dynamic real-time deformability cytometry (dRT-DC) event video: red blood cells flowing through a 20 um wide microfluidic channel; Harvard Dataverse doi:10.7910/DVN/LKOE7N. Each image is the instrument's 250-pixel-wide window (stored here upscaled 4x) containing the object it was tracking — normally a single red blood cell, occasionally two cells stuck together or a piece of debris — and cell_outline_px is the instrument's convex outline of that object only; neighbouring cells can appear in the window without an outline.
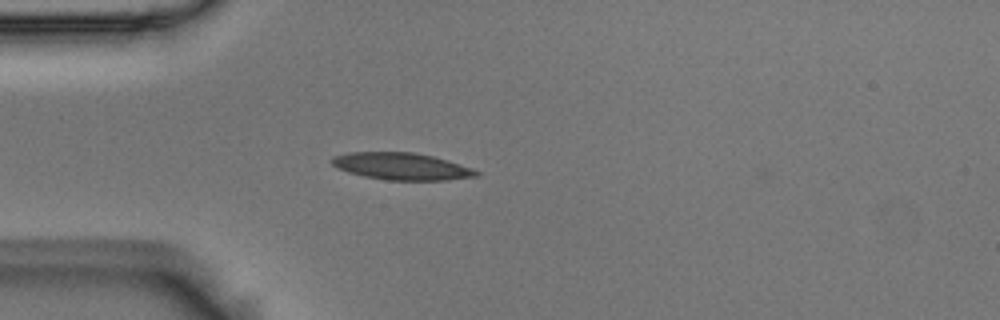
{"species": "Egyptian fruit bat (a non-hibernating species)", "species_latin": "Rousettus aegyptiacus", "temperature_condition": "room temperature", "stored_images_in_passage": 41, "camera_frame_rate_fps": 3000, "um_per_image_px": 0.085, "animal": {"sex": "male"}, "frame": {"image": 1, "passage_image": 1, "time_ms": 0.0, "image_size_px": [1000, 320], "cell_outline_px": [[480, 176], [448, 180], [388, 180], [364, 176], [348, 172], [332, 164], [328, 160], [332, 156], [348, 152], [412, 152], [432, 156], [448, 160], [472, 168], [480, 172]], "centroid_in_image_um": [34.14, 14.13], "position_along_channel_um": 50.9, "area_um2": 22.83}}
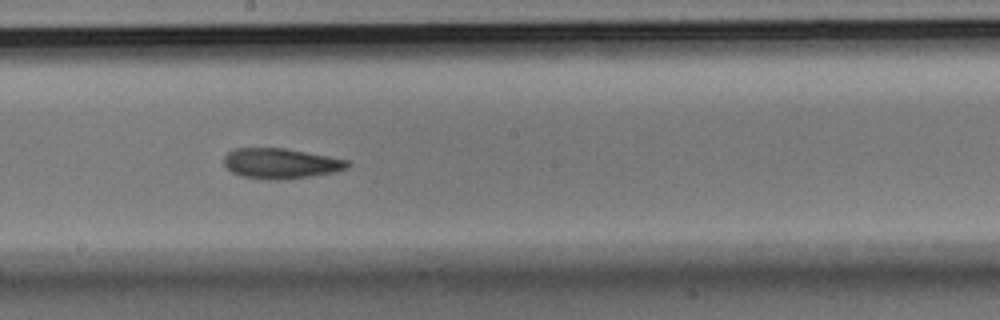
{"frame": {"image": 2, "passage_image": 16, "time_ms": 5.0, "image_size_px": [1000, 320], "cell_outline_px": [[352, 164], [348, 168], [336, 172], [312, 176], [276, 180], [268, 180], [240, 176], [232, 172], [224, 164], [224, 156], [228, 152], [236, 148], [284, 148], [328, 156], [348, 160]], "centroid_in_image_um": [23.88, 13.9], "position_along_channel_um": 224.3, "area_um2": 21.91}}
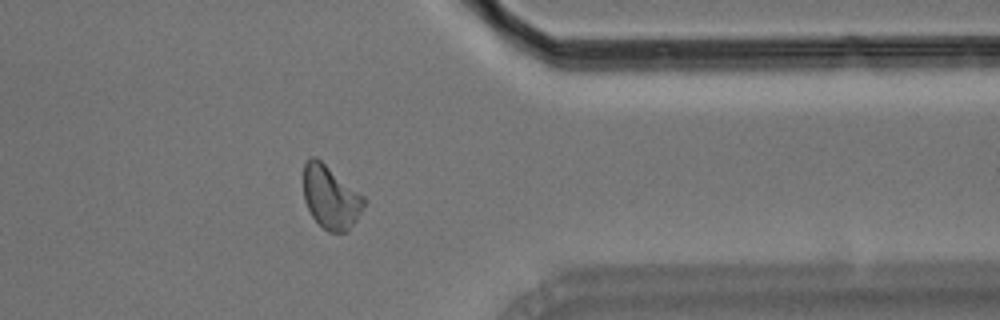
{"frame": {"image": 3, "passage_image": 30, "time_ms": 9.667, "image_size_px": [1000, 320], "cell_outline_px": [[364, 208], [348, 232], [328, 232], [312, 216], [304, 200], [304, 164], [312, 156], [316, 156], [364, 196]], "centroid_in_image_um": [28.11, 16.77], "position_along_channel_um": 383.3, "area_um2": 22.08}, "authors_computed_cell_mechanics": {"area_um2": 21.964, "velocity_mm_per_s": 3.6471, "shape_relaxation_time_tau1_ms": 5.2833, "shape_relaxation_time_tau2_ms": 4.1338, "deformation_change_tau1": 0.163, "deformation_change_tau2": 0.1212}}